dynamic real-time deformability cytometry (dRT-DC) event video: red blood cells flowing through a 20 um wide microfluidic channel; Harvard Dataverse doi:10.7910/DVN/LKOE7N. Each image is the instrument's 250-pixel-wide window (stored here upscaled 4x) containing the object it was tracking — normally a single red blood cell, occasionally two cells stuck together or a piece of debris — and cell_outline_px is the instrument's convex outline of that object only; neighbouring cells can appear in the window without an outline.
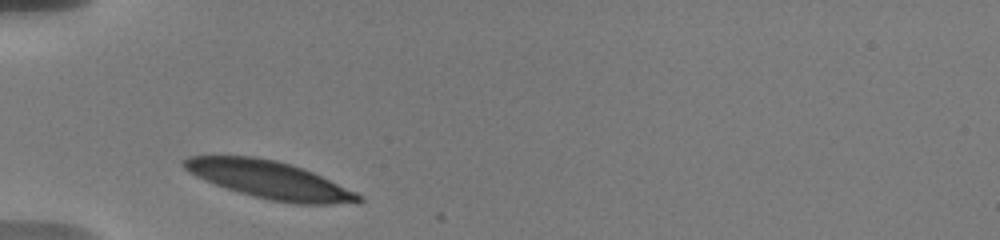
{"species": "human", "species_latin": "Homo sapiens", "temperature_condition": "warm", "stored_images_in_passage": 12, "camera_frame_rate_fps": 3000, "um_per_image_px": 0.085, "donor": {"sex": "male"}, "frame": {"image": 1, "passage_image": 1, "time_ms": 0.0, "image_size_px": [1000, 240], "cell_outline_px": [[364, 200], [332, 204], [296, 204], [272, 200], [252, 196], [216, 184], [196, 176], [184, 168], [180, 164], [188, 156], [252, 156], [276, 160], [292, 164], [304, 168], [356, 192], [364, 196]], "centroid_in_image_um": [22.92, 15.27], "position_along_channel_um": 62.1, "area_um2": 37.8}}
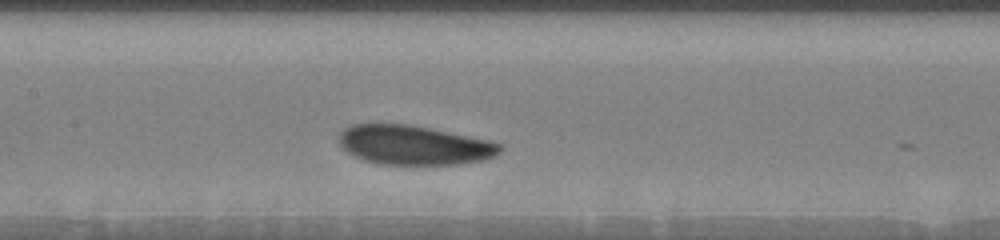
{"frame": {"image": 2, "passage_image": 6, "time_ms": 3.333, "image_size_px": [1000, 240], "cell_outline_px": [[504, 148], [496, 156], [484, 160], [456, 164], [380, 164], [364, 160], [352, 156], [340, 144], [340, 132], [348, 124], [412, 124], [492, 140], [500, 144]], "centroid_in_image_um": [35.23, 12.32], "position_along_channel_um": 172.2, "area_um2": 37.28}}
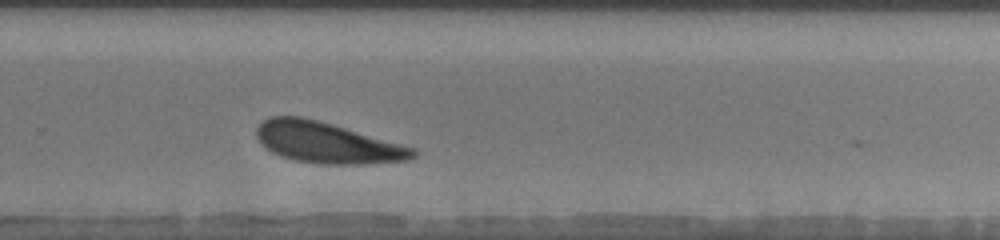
{"frame": {"image": 3, "passage_image": 12, "time_ms": 7.0, "image_size_px": [1000, 240], "cell_outline_px": [[416, 156], [408, 160], [364, 164], [316, 164], [292, 160], [280, 156], [272, 152], [256, 136], [256, 128], [268, 116], [300, 116], [332, 124], [416, 148]], "centroid_in_image_um": [27.8, 12.14], "position_along_channel_um": 302.0, "area_um2": 37.17}}